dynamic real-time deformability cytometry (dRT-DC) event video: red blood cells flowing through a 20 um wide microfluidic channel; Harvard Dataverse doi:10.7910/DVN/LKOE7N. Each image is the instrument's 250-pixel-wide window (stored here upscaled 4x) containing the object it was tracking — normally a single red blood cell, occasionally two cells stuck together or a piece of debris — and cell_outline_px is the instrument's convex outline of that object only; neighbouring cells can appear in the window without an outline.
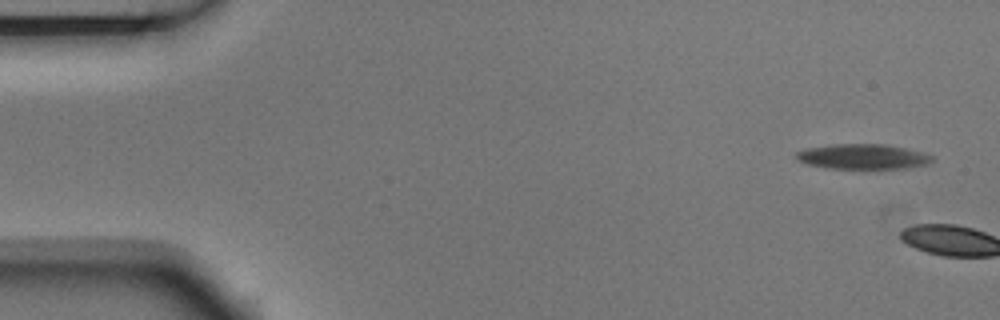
{"species": "Egyptian fruit bat (a non-hibernating species)", "species_latin": "Rousettus aegyptiacus", "temperature_condition": "room temperature", "stored_images_in_passage": 5, "camera_frame_rate_fps": 3000, "um_per_image_px": 0.085, "animal": {"sex": "male"}, "frame": {"image": 1, "passage_image": 1, "time_ms": 0.0, "image_size_px": [1000, 320], "cell_outline_px": [[932, 160], [924, 164], [908, 168], [828, 168], [808, 164], [796, 160], [796, 152], [808, 148], [836, 144], [884, 144], [904, 148], [920, 152], [932, 156]], "centroid_in_image_um": [73.29, 13.31], "position_along_channel_um": 11.7, "area_um2": 19.42}}